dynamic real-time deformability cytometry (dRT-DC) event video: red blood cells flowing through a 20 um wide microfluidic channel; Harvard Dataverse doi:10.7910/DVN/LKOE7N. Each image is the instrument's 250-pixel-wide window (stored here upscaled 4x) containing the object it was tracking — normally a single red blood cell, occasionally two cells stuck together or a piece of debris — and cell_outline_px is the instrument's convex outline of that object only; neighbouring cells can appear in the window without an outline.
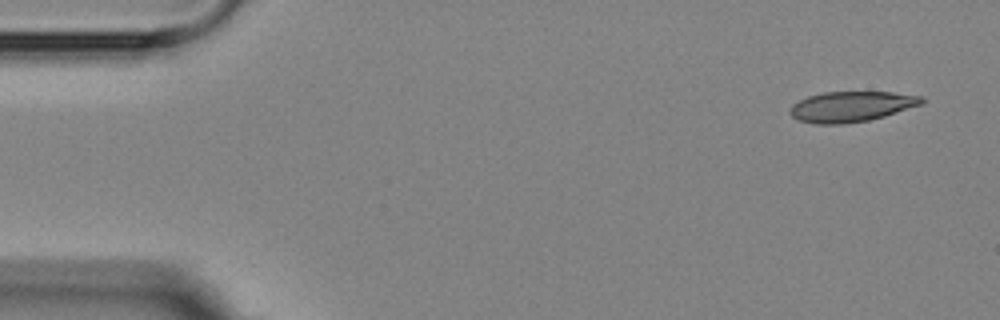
{"species": "Egyptian fruit bat (a non-hibernating species)", "species_latin": "Rousettus aegyptiacus", "temperature_condition": "room temperature", "stored_images_in_passage": 6, "camera_frame_rate_fps": 3000, "um_per_image_px": 0.085, "animal": {"sex": "female"}, "frame": {"image": 1, "passage_image": 1, "time_ms": 0.0, "image_size_px": [1000, 320], "cell_outline_px": [[928, 100], [920, 104], [884, 116], [868, 120], [844, 124], [816, 124], [800, 120], [792, 116], [788, 112], [792, 104], [808, 96], [824, 92], [892, 92], [924, 96]], "centroid_in_image_um": [72.37, 9.05], "position_along_channel_um": 12.6, "area_um2": 23.29}}
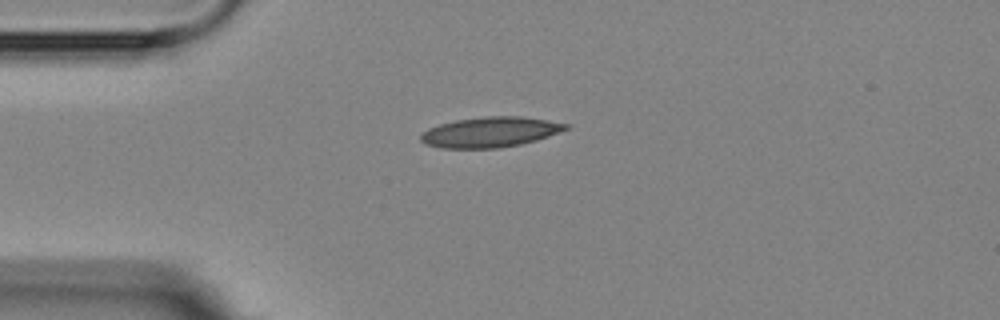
{"frame": {"image": 2, "passage_image": 4, "time_ms": 3.333, "image_size_px": [1000, 320], "cell_outline_px": [[572, 128], [536, 140], [520, 144], [500, 148], [440, 148], [424, 144], [420, 140], [420, 132], [428, 128], [440, 124], [456, 120], [484, 116], [520, 116], [548, 120], [572, 124]], "centroid_in_image_um": [41.68, 11.22], "position_along_channel_um": 43.3, "area_um2": 25.89}}
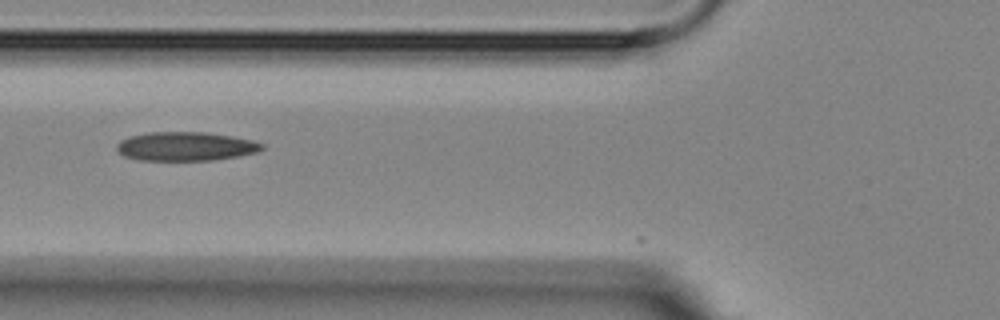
{"frame": {"image": 3, "passage_image": 6, "time_ms": 5.667, "image_size_px": [1000, 320], "cell_outline_px": [[264, 148], [256, 152], [236, 156], [212, 160], [140, 160], [124, 156], [116, 148], [116, 144], [120, 140], [128, 136], [148, 132], [208, 132], [232, 136], [252, 140], [264, 144]], "centroid_in_image_um": [15.75, 12.43], "position_along_channel_um": 110.0, "area_um2": 24.45}}